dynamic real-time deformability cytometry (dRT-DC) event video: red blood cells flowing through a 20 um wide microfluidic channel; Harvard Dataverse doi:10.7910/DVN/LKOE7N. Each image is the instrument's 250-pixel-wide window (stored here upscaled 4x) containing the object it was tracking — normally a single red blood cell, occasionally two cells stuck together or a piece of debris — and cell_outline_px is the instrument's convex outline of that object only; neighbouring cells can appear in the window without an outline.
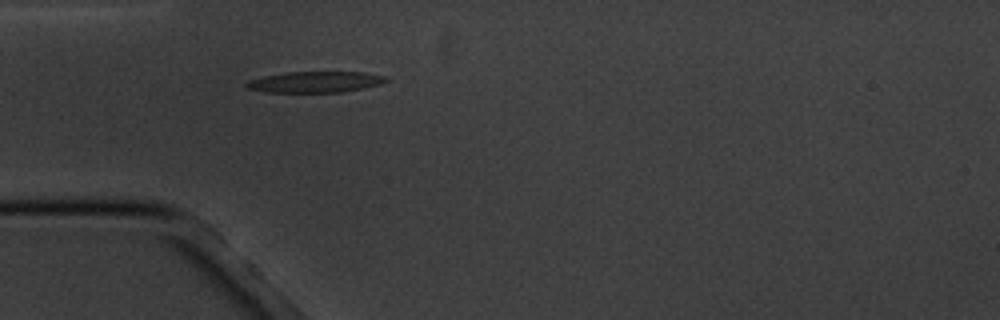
{"species": "common noctule bat (a hibernating species)", "species_latin": "Nyctalus noctula", "temperature_condition": "cold", "stored_images_in_passage": 1, "camera_frame_rate_fps": 3000, "um_per_image_px": 0.085, "animal": {"sex": "male", "body_mass_g": 20.1, "forearm_length_mm": 53.5}, "frame": {"image": 1, "passage_image": 1, "time_ms": 0.0, "image_size_px": [1000, 320], "cell_outline_px": [[392, 80], [380, 84], [364, 88], [340, 92], [264, 92], [248, 88], [244, 84], [248, 80], [264, 76], [288, 72], [364, 72], [384, 76]], "centroid_in_image_um": [26.81, 6.96], "position_along_channel_um": 58.2, "area_um2": 17.11}}